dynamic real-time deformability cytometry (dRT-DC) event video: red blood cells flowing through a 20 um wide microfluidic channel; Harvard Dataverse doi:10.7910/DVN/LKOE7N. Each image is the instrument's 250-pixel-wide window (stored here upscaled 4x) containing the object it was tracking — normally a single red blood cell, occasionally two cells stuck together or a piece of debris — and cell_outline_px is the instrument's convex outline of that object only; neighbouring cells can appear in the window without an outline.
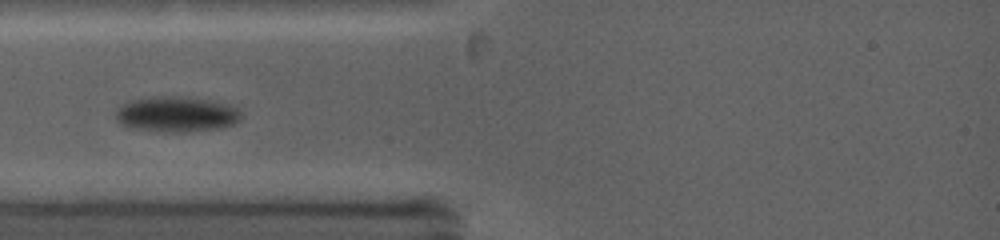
{"species": "common noctule bat (a hibernating species)", "species_latin": "Nyctalus noctula", "temperature_condition": "warm", "stored_images_in_passage": 3, "camera_frame_rate_fps": 5000, "um_per_image_px": 0.085, "animal": {"sex": "female", "body_mass_g": 19.0, "forearm_length_mm": 53.3}, "frame": {"image": 1, "passage_image": 1, "time_ms": 0.0, "image_size_px": [1000, 240], "cell_outline_px": [[240, 120], [232, 124], [220, 128], [184, 132], [176, 132], [140, 128], [120, 124], [116, 120], [116, 108], [128, 100], [152, 96], [180, 96], [212, 100], [228, 104], [236, 108], [240, 112]], "centroid_in_image_um": [14.99, 9.68], "position_along_channel_um": 70.0, "area_um2": 25.78}}